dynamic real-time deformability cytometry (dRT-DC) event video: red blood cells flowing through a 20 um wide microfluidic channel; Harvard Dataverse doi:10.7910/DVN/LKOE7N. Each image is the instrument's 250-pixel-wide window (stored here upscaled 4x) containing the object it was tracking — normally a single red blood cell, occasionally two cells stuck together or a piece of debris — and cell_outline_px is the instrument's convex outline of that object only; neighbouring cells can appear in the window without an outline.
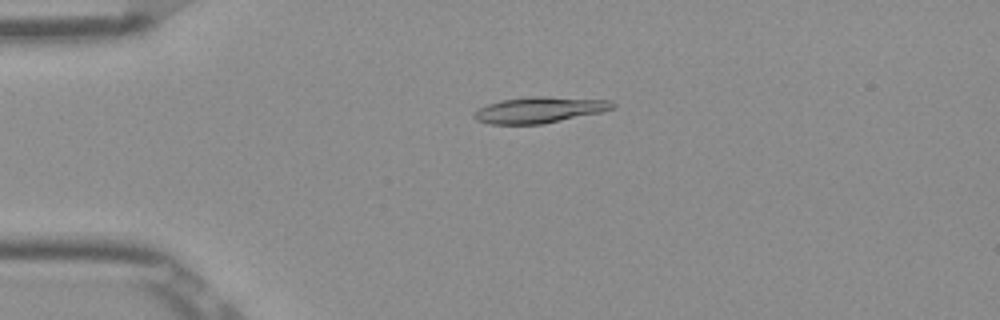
{"species": "Egyptian fruit bat (a non-hibernating species)", "species_latin": "Rousettus aegyptiacus", "temperature_condition": "room temperature", "stored_images_in_passage": 47, "camera_frame_rate_fps": 3000, "um_per_image_px": 0.085, "frame": {"image": 1, "passage_image": 12, "time_ms": 3.667, "image_size_px": [1000, 320], "cell_outline_px": [[616, 108], [600, 112], [540, 124], [488, 124], [476, 120], [472, 116], [480, 108], [488, 104], [500, 100], [528, 96], [544, 96], [612, 100], [616, 104]], "centroid_in_image_um": [45.86, 9.33], "position_along_channel_um": 39.1, "area_um2": 20.98}}
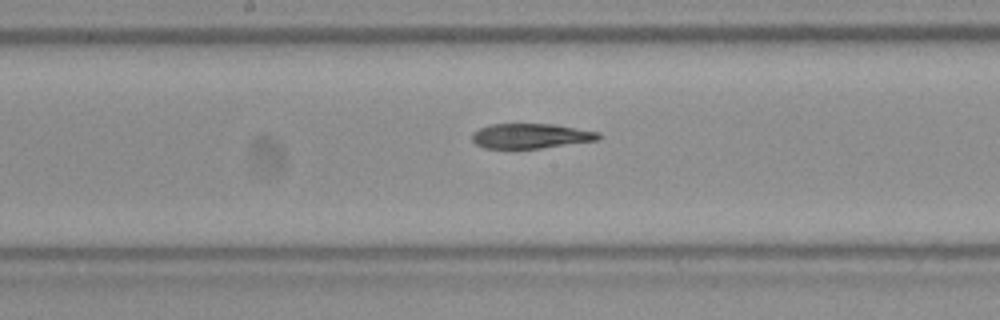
{"frame": {"image": 2, "passage_image": 27, "time_ms": 8.667, "image_size_px": [1000, 320], "cell_outline_px": [[600, 140], [540, 148], [484, 148], [476, 144], [472, 140], [472, 132], [480, 128], [492, 124], [556, 124], [600, 132]], "centroid_in_image_um": [45.14, 11.55], "position_along_channel_um": 203.1, "area_um2": 18.38}}
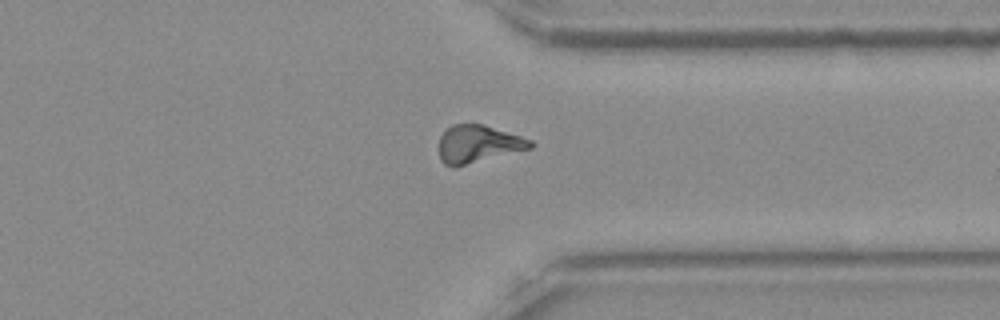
{"frame": {"image": 3, "passage_image": 40, "time_ms": 13.0, "image_size_px": [1000, 320], "cell_outline_px": [[536, 144], [532, 148], [452, 168], [444, 164], [440, 160], [440, 136], [452, 124], [484, 124], [532, 140]], "centroid_in_image_um": [40.65, 12.24], "position_along_channel_um": 370.8, "area_um2": 20.0}}